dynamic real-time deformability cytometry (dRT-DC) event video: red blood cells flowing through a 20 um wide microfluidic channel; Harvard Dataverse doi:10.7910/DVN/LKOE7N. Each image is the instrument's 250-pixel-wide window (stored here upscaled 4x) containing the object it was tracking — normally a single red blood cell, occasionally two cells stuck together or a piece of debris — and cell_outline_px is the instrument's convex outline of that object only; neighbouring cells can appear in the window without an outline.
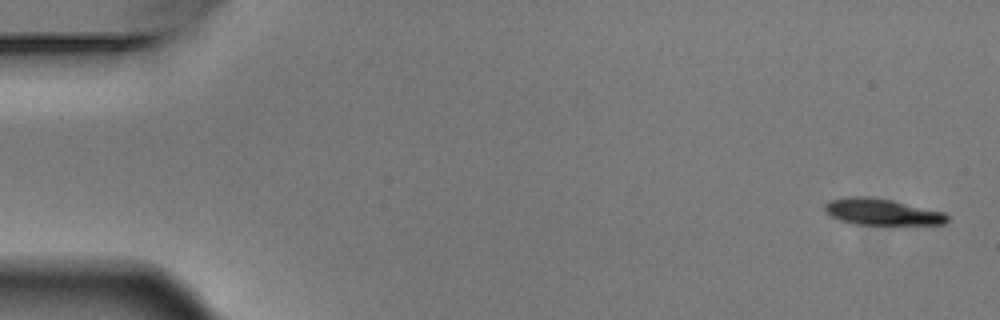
{"species": "Egyptian fruit bat (a non-hibernating species)", "species_latin": "Rousettus aegyptiacus", "temperature_condition": "warm", "stored_images_in_passage": 7, "camera_frame_rate_fps": 3000, "um_per_image_px": 0.085, "animal": {"sex": "male"}, "frame": {"image": 1, "passage_image": 1, "time_ms": 0.0, "image_size_px": [1000, 320], "cell_outline_px": [[948, 220], [944, 224], [892, 228], [888, 228], [852, 224], [840, 220], [832, 216], [824, 208], [824, 204], [832, 200], [848, 196], [868, 196], [892, 200], [944, 212], [948, 216]], "centroid_in_image_um": [75.04, 18.08], "position_along_channel_um": 10.0, "area_um2": 20.0}}
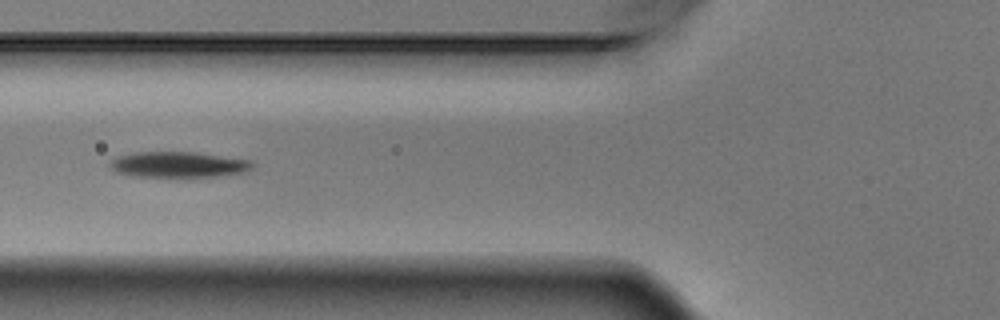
{"frame": {"image": 2, "passage_image": 6, "time_ms": 1.667, "image_size_px": [1000, 320], "cell_outline_px": [[256, 164], [252, 168], [244, 172], [220, 176], [184, 180], [136, 176], [116, 172], [108, 164], [116, 156], [132, 152], [196, 152], [252, 160]], "centroid_in_image_um": [15.2, 14.03], "position_along_channel_um": 110.6, "area_um2": 22.54}}
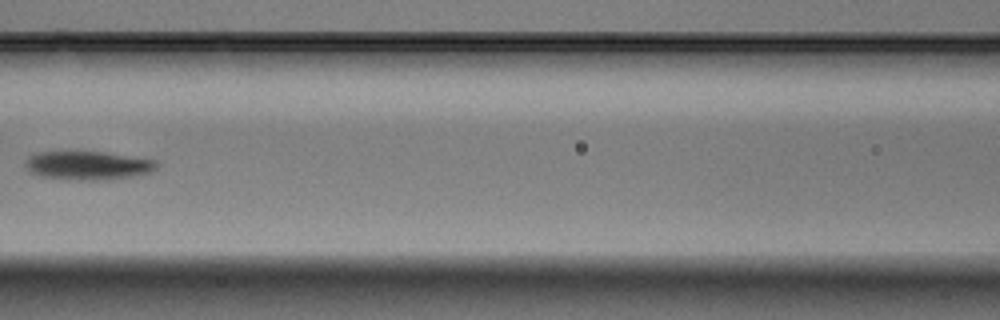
{"frame": {"image": 3, "passage_image": 7, "time_ms": 2.0, "image_size_px": [1000, 320], "cell_outline_px": [[160, 164], [152, 172], [132, 176], [108, 180], [72, 180], [40, 176], [28, 172], [24, 168], [24, 160], [32, 152], [100, 152], [156, 160]], "centroid_in_image_um": [7.4, 14.07], "position_along_channel_um": 159.2, "area_um2": 22.2}}